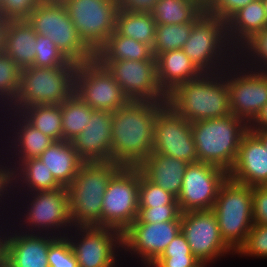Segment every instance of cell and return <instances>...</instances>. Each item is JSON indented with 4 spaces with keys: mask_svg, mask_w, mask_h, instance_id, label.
Returning <instances> with one entry per match:
<instances>
[{
    "mask_svg": "<svg viewBox=\"0 0 267 267\" xmlns=\"http://www.w3.org/2000/svg\"><path fill=\"white\" fill-rule=\"evenodd\" d=\"M166 104L130 100L112 113L110 161L138 166L152 154L154 121Z\"/></svg>",
    "mask_w": 267,
    "mask_h": 267,
    "instance_id": "6da1fadb",
    "label": "cell"
},
{
    "mask_svg": "<svg viewBox=\"0 0 267 267\" xmlns=\"http://www.w3.org/2000/svg\"><path fill=\"white\" fill-rule=\"evenodd\" d=\"M167 104L191 123L230 115L224 71L202 73L198 78L178 85L167 95Z\"/></svg>",
    "mask_w": 267,
    "mask_h": 267,
    "instance_id": "7a4b0ae2",
    "label": "cell"
},
{
    "mask_svg": "<svg viewBox=\"0 0 267 267\" xmlns=\"http://www.w3.org/2000/svg\"><path fill=\"white\" fill-rule=\"evenodd\" d=\"M19 194L21 195L20 199H22L21 202L20 199L17 200L16 206L18 203H22L18 206L22 205L23 207L18 208V210L13 207L11 210V213L12 211L18 213L13 214L14 219L10 218L16 222L19 220L18 224H16L15 221L11 222L13 223L14 229L19 228V230L21 229V231L26 233H44L62 237L66 236L74 227L70 219L67 187L62 186L52 191L18 193L15 195ZM23 204H25V206ZM24 208L26 209L23 210ZM13 209H15V211ZM20 209L24 212H20ZM14 216H17V218Z\"/></svg>",
    "mask_w": 267,
    "mask_h": 267,
    "instance_id": "3957f363",
    "label": "cell"
},
{
    "mask_svg": "<svg viewBox=\"0 0 267 267\" xmlns=\"http://www.w3.org/2000/svg\"><path fill=\"white\" fill-rule=\"evenodd\" d=\"M122 167L117 162L83 163L67 187L73 226L101 227L102 199L112 176Z\"/></svg>",
    "mask_w": 267,
    "mask_h": 267,
    "instance_id": "277c9868",
    "label": "cell"
},
{
    "mask_svg": "<svg viewBox=\"0 0 267 267\" xmlns=\"http://www.w3.org/2000/svg\"><path fill=\"white\" fill-rule=\"evenodd\" d=\"M198 162L217 166L227 173L234 166L243 135L249 126L235 115L191 123Z\"/></svg>",
    "mask_w": 267,
    "mask_h": 267,
    "instance_id": "5b68a950",
    "label": "cell"
},
{
    "mask_svg": "<svg viewBox=\"0 0 267 267\" xmlns=\"http://www.w3.org/2000/svg\"><path fill=\"white\" fill-rule=\"evenodd\" d=\"M184 53L201 73H218L237 59L230 44L226 21L203 12L194 22Z\"/></svg>",
    "mask_w": 267,
    "mask_h": 267,
    "instance_id": "8992f818",
    "label": "cell"
},
{
    "mask_svg": "<svg viewBox=\"0 0 267 267\" xmlns=\"http://www.w3.org/2000/svg\"><path fill=\"white\" fill-rule=\"evenodd\" d=\"M77 66L70 62L67 66L22 69L18 95L7 110L20 113L29 106L62 104L74 93Z\"/></svg>",
    "mask_w": 267,
    "mask_h": 267,
    "instance_id": "52a82bcc",
    "label": "cell"
},
{
    "mask_svg": "<svg viewBox=\"0 0 267 267\" xmlns=\"http://www.w3.org/2000/svg\"><path fill=\"white\" fill-rule=\"evenodd\" d=\"M223 241L236 253L253 226L252 187L228 177L219 188L213 209Z\"/></svg>",
    "mask_w": 267,
    "mask_h": 267,
    "instance_id": "ba28073f",
    "label": "cell"
},
{
    "mask_svg": "<svg viewBox=\"0 0 267 267\" xmlns=\"http://www.w3.org/2000/svg\"><path fill=\"white\" fill-rule=\"evenodd\" d=\"M26 20L37 34L50 38L69 61L79 64L95 59V53L79 37L63 2L43 1Z\"/></svg>",
    "mask_w": 267,
    "mask_h": 267,
    "instance_id": "9c48e42d",
    "label": "cell"
},
{
    "mask_svg": "<svg viewBox=\"0 0 267 267\" xmlns=\"http://www.w3.org/2000/svg\"><path fill=\"white\" fill-rule=\"evenodd\" d=\"M140 170L122 166L110 179L102 199L101 227L122 233L137 219Z\"/></svg>",
    "mask_w": 267,
    "mask_h": 267,
    "instance_id": "30bf717a",
    "label": "cell"
},
{
    "mask_svg": "<svg viewBox=\"0 0 267 267\" xmlns=\"http://www.w3.org/2000/svg\"><path fill=\"white\" fill-rule=\"evenodd\" d=\"M231 114L248 126L267 103V72L245 66L238 58L224 69Z\"/></svg>",
    "mask_w": 267,
    "mask_h": 267,
    "instance_id": "8fae6325",
    "label": "cell"
},
{
    "mask_svg": "<svg viewBox=\"0 0 267 267\" xmlns=\"http://www.w3.org/2000/svg\"><path fill=\"white\" fill-rule=\"evenodd\" d=\"M74 93L93 110L110 113L130 101L112 74L96 58L78 64Z\"/></svg>",
    "mask_w": 267,
    "mask_h": 267,
    "instance_id": "7c38bea8",
    "label": "cell"
},
{
    "mask_svg": "<svg viewBox=\"0 0 267 267\" xmlns=\"http://www.w3.org/2000/svg\"><path fill=\"white\" fill-rule=\"evenodd\" d=\"M69 232L66 237L79 267H118V258H122L120 253L123 252L121 231L109 227L74 226Z\"/></svg>",
    "mask_w": 267,
    "mask_h": 267,
    "instance_id": "4fadbf2b",
    "label": "cell"
},
{
    "mask_svg": "<svg viewBox=\"0 0 267 267\" xmlns=\"http://www.w3.org/2000/svg\"><path fill=\"white\" fill-rule=\"evenodd\" d=\"M68 16L83 42L96 54L115 30L116 0H65Z\"/></svg>",
    "mask_w": 267,
    "mask_h": 267,
    "instance_id": "5bb4252c",
    "label": "cell"
},
{
    "mask_svg": "<svg viewBox=\"0 0 267 267\" xmlns=\"http://www.w3.org/2000/svg\"><path fill=\"white\" fill-rule=\"evenodd\" d=\"M181 232L192 254L201 262L214 264L222 256L235 254L223 241L216 214L212 209L183 212Z\"/></svg>",
    "mask_w": 267,
    "mask_h": 267,
    "instance_id": "9a60e30c",
    "label": "cell"
},
{
    "mask_svg": "<svg viewBox=\"0 0 267 267\" xmlns=\"http://www.w3.org/2000/svg\"><path fill=\"white\" fill-rule=\"evenodd\" d=\"M112 74L129 100L167 102L157 78V62L150 60L99 61Z\"/></svg>",
    "mask_w": 267,
    "mask_h": 267,
    "instance_id": "2e32d148",
    "label": "cell"
},
{
    "mask_svg": "<svg viewBox=\"0 0 267 267\" xmlns=\"http://www.w3.org/2000/svg\"><path fill=\"white\" fill-rule=\"evenodd\" d=\"M152 153L175 157L187 163L198 162L191 122L166 104L154 121Z\"/></svg>",
    "mask_w": 267,
    "mask_h": 267,
    "instance_id": "e0dca14e",
    "label": "cell"
},
{
    "mask_svg": "<svg viewBox=\"0 0 267 267\" xmlns=\"http://www.w3.org/2000/svg\"><path fill=\"white\" fill-rule=\"evenodd\" d=\"M227 178L228 173L217 166L189 163L177 197L181 212L213 209L219 188Z\"/></svg>",
    "mask_w": 267,
    "mask_h": 267,
    "instance_id": "ac0fdd59",
    "label": "cell"
},
{
    "mask_svg": "<svg viewBox=\"0 0 267 267\" xmlns=\"http://www.w3.org/2000/svg\"><path fill=\"white\" fill-rule=\"evenodd\" d=\"M180 232L181 221L132 223L122 233L123 253L130 252L132 258L134 255L143 266L149 267Z\"/></svg>",
    "mask_w": 267,
    "mask_h": 267,
    "instance_id": "d6986e66",
    "label": "cell"
},
{
    "mask_svg": "<svg viewBox=\"0 0 267 267\" xmlns=\"http://www.w3.org/2000/svg\"><path fill=\"white\" fill-rule=\"evenodd\" d=\"M0 115V120L4 118L2 121L6 125V127L4 128L3 126L5 125H0L2 129L6 128V131L2 130V132H0L1 134L4 133V140L6 139V134H9V136H7L8 139H6L8 142H5V144L8 143V147L6 146V149L1 150V152H6L5 155L7 156L6 158L11 166L12 171L22 161L32 158H38L41 153H43L53 142H55L52 138L37 130L19 112L4 109L0 111ZM8 129H10V131ZM9 155L12 157H10Z\"/></svg>",
    "mask_w": 267,
    "mask_h": 267,
    "instance_id": "ffe728a7",
    "label": "cell"
},
{
    "mask_svg": "<svg viewBox=\"0 0 267 267\" xmlns=\"http://www.w3.org/2000/svg\"><path fill=\"white\" fill-rule=\"evenodd\" d=\"M0 228L3 254L17 267H50L47 259L48 250L57 236L26 233L18 228L14 230L9 220L7 224L0 225Z\"/></svg>",
    "mask_w": 267,
    "mask_h": 267,
    "instance_id": "44dd1931",
    "label": "cell"
},
{
    "mask_svg": "<svg viewBox=\"0 0 267 267\" xmlns=\"http://www.w3.org/2000/svg\"><path fill=\"white\" fill-rule=\"evenodd\" d=\"M228 177L250 187L267 186V150L254 132L248 130L243 135Z\"/></svg>",
    "mask_w": 267,
    "mask_h": 267,
    "instance_id": "7402d4cb",
    "label": "cell"
},
{
    "mask_svg": "<svg viewBox=\"0 0 267 267\" xmlns=\"http://www.w3.org/2000/svg\"><path fill=\"white\" fill-rule=\"evenodd\" d=\"M111 119L110 112L92 110L89 124L71 141L84 163L110 161Z\"/></svg>",
    "mask_w": 267,
    "mask_h": 267,
    "instance_id": "603a6c76",
    "label": "cell"
},
{
    "mask_svg": "<svg viewBox=\"0 0 267 267\" xmlns=\"http://www.w3.org/2000/svg\"><path fill=\"white\" fill-rule=\"evenodd\" d=\"M188 164L175 157L152 153L137 168L148 181L178 197Z\"/></svg>",
    "mask_w": 267,
    "mask_h": 267,
    "instance_id": "cb8c5ba5",
    "label": "cell"
},
{
    "mask_svg": "<svg viewBox=\"0 0 267 267\" xmlns=\"http://www.w3.org/2000/svg\"><path fill=\"white\" fill-rule=\"evenodd\" d=\"M266 26L267 16L262 0L250 2L226 20L229 42L237 51Z\"/></svg>",
    "mask_w": 267,
    "mask_h": 267,
    "instance_id": "d4e9b609",
    "label": "cell"
},
{
    "mask_svg": "<svg viewBox=\"0 0 267 267\" xmlns=\"http://www.w3.org/2000/svg\"><path fill=\"white\" fill-rule=\"evenodd\" d=\"M3 53L21 69L32 67L36 53V32L27 20H7Z\"/></svg>",
    "mask_w": 267,
    "mask_h": 267,
    "instance_id": "484cf974",
    "label": "cell"
},
{
    "mask_svg": "<svg viewBox=\"0 0 267 267\" xmlns=\"http://www.w3.org/2000/svg\"><path fill=\"white\" fill-rule=\"evenodd\" d=\"M156 62L158 83L166 95L178 85L196 79L202 74L183 49L160 53L156 57Z\"/></svg>",
    "mask_w": 267,
    "mask_h": 267,
    "instance_id": "4316f807",
    "label": "cell"
},
{
    "mask_svg": "<svg viewBox=\"0 0 267 267\" xmlns=\"http://www.w3.org/2000/svg\"><path fill=\"white\" fill-rule=\"evenodd\" d=\"M38 158L46 164L55 180L63 187H68L73 182L84 163L72 142L65 140L53 142Z\"/></svg>",
    "mask_w": 267,
    "mask_h": 267,
    "instance_id": "83f0119b",
    "label": "cell"
},
{
    "mask_svg": "<svg viewBox=\"0 0 267 267\" xmlns=\"http://www.w3.org/2000/svg\"><path fill=\"white\" fill-rule=\"evenodd\" d=\"M13 201L17 193L52 191L62 186L55 180L50 169L39 158L22 161L13 171ZM22 190V191H21Z\"/></svg>",
    "mask_w": 267,
    "mask_h": 267,
    "instance_id": "f1b7e54d",
    "label": "cell"
},
{
    "mask_svg": "<svg viewBox=\"0 0 267 267\" xmlns=\"http://www.w3.org/2000/svg\"><path fill=\"white\" fill-rule=\"evenodd\" d=\"M153 56L149 45L122 36L115 30L95 54L98 61L150 60Z\"/></svg>",
    "mask_w": 267,
    "mask_h": 267,
    "instance_id": "f546056e",
    "label": "cell"
},
{
    "mask_svg": "<svg viewBox=\"0 0 267 267\" xmlns=\"http://www.w3.org/2000/svg\"><path fill=\"white\" fill-rule=\"evenodd\" d=\"M203 12V0H158L150 11L156 25L194 22Z\"/></svg>",
    "mask_w": 267,
    "mask_h": 267,
    "instance_id": "4dcf8cb0",
    "label": "cell"
},
{
    "mask_svg": "<svg viewBox=\"0 0 267 267\" xmlns=\"http://www.w3.org/2000/svg\"><path fill=\"white\" fill-rule=\"evenodd\" d=\"M156 23L150 12H130L118 9L115 31L125 37L132 38L149 45L154 44Z\"/></svg>",
    "mask_w": 267,
    "mask_h": 267,
    "instance_id": "1f68e13d",
    "label": "cell"
},
{
    "mask_svg": "<svg viewBox=\"0 0 267 267\" xmlns=\"http://www.w3.org/2000/svg\"><path fill=\"white\" fill-rule=\"evenodd\" d=\"M20 114L37 130L54 141L63 140L60 105H34L24 108Z\"/></svg>",
    "mask_w": 267,
    "mask_h": 267,
    "instance_id": "d6a6232c",
    "label": "cell"
},
{
    "mask_svg": "<svg viewBox=\"0 0 267 267\" xmlns=\"http://www.w3.org/2000/svg\"><path fill=\"white\" fill-rule=\"evenodd\" d=\"M92 108L75 93L61 104L63 140L71 142L89 124Z\"/></svg>",
    "mask_w": 267,
    "mask_h": 267,
    "instance_id": "836d02e7",
    "label": "cell"
},
{
    "mask_svg": "<svg viewBox=\"0 0 267 267\" xmlns=\"http://www.w3.org/2000/svg\"><path fill=\"white\" fill-rule=\"evenodd\" d=\"M193 22L157 25L152 52L155 57L175 49H182L190 37Z\"/></svg>",
    "mask_w": 267,
    "mask_h": 267,
    "instance_id": "e575fe53",
    "label": "cell"
},
{
    "mask_svg": "<svg viewBox=\"0 0 267 267\" xmlns=\"http://www.w3.org/2000/svg\"><path fill=\"white\" fill-rule=\"evenodd\" d=\"M198 262L185 236L180 232L149 267H194Z\"/></svg>",
    "mask_w": 267,
    "mask_h": 267,
    "instance_id": "d590c367",
    "label": "cell"
},
{
    "mask_svg": "<svg viewBox=\"0 0 267 267\" xmlns=\"http://www.w3.org/2000/svg\"><path fill=\"white\" fill-rule=\"evenodd\" d=\"M21 68L4 53H0V110L7 109L18 95Z\"/></svg>",
    "mask_w": 267,
    "mask_h": 267,
    "instance_id": "8d00e7d4",
    "label": "cell"
},
{
    "mask_svg": "<svg viewBox=\"0 0 267 267\" xmlns=\"http://www.w3.org/2000/svg\"><path fill=\"white\" fill-rule=\"evenodd\" d=\"M237 58L251 69L267 72V26L237 51Z\"/></svg>",
    "mask_w": 267,
    "mask_h": 267,
    "instance_id": "74e56055",
    "label": "cell"
},
{
    "mask_svg": "<svg viewBox=\"0 0 267 267\" xmlns=\"http://www.w3.org/2000/svg\"><path fill=\"white\" fill-rule=\"evenodd\" d=\"M70 62L50 38L36 33V53L32 66L58 67L67 66Z\"/></svg>",
    "mask_w": 267,
    "mask_h": 267,
    "instance_id": "f35d334b",
    "label": "cell"
},
{
    "mask_svg": "<svg viewBox=\"0 0 267 267\" xmlns=\"http://www.w3.org/2000/svg\"><path fill=\"white\" fill-rule=\"evenodd\" d=\"M139 207H158L165 204H179L177 197L148 181L140 171Z\"/></svg>",
    "mask_w": 267,
    "mask_h": 267,
    "instance_id": "ab89813d",
    "label": "cell"
},
{
    "mask_svg": "<svg viewBox=\"0 0 267 267\" xmlns=\"http://www.w3.org/2000/svg\"><path fill=\"white\" fill-rule=\"evenodd\" d=\"M254 258H267V225L253 224L244 244L235 253Z\"/></svg>",
    "mask_w": 267,
    "mask_h": 267,
    "instance_id": "60d3db41",
    "label": "cell"
},
{
    "mask_svg": "<svg viewBox=\"0 0 267 267\" xmlns=\"http://www.w3.org/2000/svg\"><path fill=\"white\" fill-rule=\"evenodd\" d=\"M47 259L50 267H79L66 236L57 237L49 246Z\"/></svg>",
    "mask_w": 267,
    "mask_h": 267,
    "instance_id": "b9f144b4",
    "label": "cell"
},
{
    "mask_svg": "<svg viewBox=\"0 0 267 267\" xmlns=\"http://www.w3.org/2000/svg\"><path fill=\"white\" fill-rule=\"evenodd\" d=\"M179 204H165L158 207H139L138 217L133 223H158L181 221Z\"/></svg>",
    "mask_w": 267,
    "mask_h": 267,
    "instance_id": "7bdbcfd3",
    "label": "cell"
},
{
    "mask_svg": "<svg viewBox=\"0 0 267 267\" xmlns=\"http://www.w3.org/2000/svg\"><path fill=\"white\" fill-rule=\"evenodd\" d=\"M0 151H1V148H0ZM3 156H5V154L3 155L0 152V159H1L0 160V210H1V208L3 209L0 212V214L2 213V217L0 215V218H1L0 223H2V224H0V225H3L8 221V219H6V218H9V221H11L10 218L12 217V214H10L11 216L9 217L7 215L9 213V211H7V209L8 208L12 209V207H13L12 205L14 204L13 202H10V201H13L12 169H11L10 164H8L7 159L4 158ZM4 159H6L5 162L3 161ZM6 162H7V164H6ZM7 200L9 201V203L6 202ZM11 203H12V205H11ZM8 204H10V207L7 206ZM2 205H4V207ZM4 212L7 215L6 217L3 216V215H5ZM4 218L6 220H4ZM2 220H4V221L2 222Z\"/></svg>",
    "mask_w": 267,
    "mask_h": 267,
    "instance_id": "ee69618b",
    "label": "cell"
},
{
    "mask_svg": "<svg viewBox=\"0 0 267 267\" xmlns=\"http://www.w3.org/2000/svg\"><path fill=\"white\" fill-rule=\"evenodd\" d=\"M44 0H0L1 16L5 20H26Z\"/></svg>",
    "mask_w": 267,
    "mask_h": 267,
    "instance_id": "f6af8a7d",
    "label": "cell"
},
{
    "mask_svg": "<svg viewBox=\"0 0 267 267\" xmlns=\"http://www.w3.org/2000/svg\"><path fill=\"white\" fill-rule=\"evenodd\" d=\"M255 0H203L204 12L227 20L238 9Z\"/></svg>",
    "mask_w": 267,
    "mask_h": 267,
    "instance_id": "bcb514c9",
    "label": "cell"
},
{
    "mask_svg": "<svg viewBox=\"0 0 267 267\" xmlns=\"http://www.w3.org/2000/svg\"><path fill=\"white\" fill-rule=\"evenodd\" d=\"M252 219L254 224L267 225V186L252 187Z\"/></svg>",
    "mask_w": 267,
    "mask_h": 267,
    "instance_id": "7dc6e473",
    "label": "cell"
},
{
    "mask_svg": "<svg viewBox=\"0 0 267 267\" xmlns=\"http://www.w3.org/2000/svg\"><path fill=\"white\" fill-rule=\"evenodd\" d=\"M119 9L130 12H150L158 0H116Z\"/></svg>",
    "mask_w": 267,
    "mask_h": 267,
    "instance_id": "c3c4849f",
    "label": "cell"
},
{
    "mask_svg": "<svg viewBox=\"0 0 267 267\" xmlns=\"http://www.w3.org/2000/svg\"><path fill=\"white\" fill-rule=\"evenodd\" d=\"M267 129V103L261 109L253 122L249 125V130Z\"/></svg>",
    "mask_w": 267,
    "mask_h": 267,
    "instance_id": "681fc988",
    "label": "cell"
},
{
    "mask_svg": "<svg viewBox=\"0 0 267 267\" xmlns=\"http://www.w3.org/2000/svg\"><path fill=\"white\" fill-rule=\"evenodd\" d=\"M6 25H7V20H5L0 15V53H3V49H4V32H5Z\"/></svg>",
    "mask_w": 267,
    "mask_h": 267,
    "instance_id": "f907efd6",
    "label": "cell"
},
{
    "mask_svg": "<svg viewBox=\"0 0 267 267\" xmlns=\"http://www.w3.org/2000/svg\"><path fill=\"white\" fill-rule=\"evenodd\" d=\"M250 131L254 132L261 139L267 150V129Z\"/></svg>",
    "mask_w": 267,
    "mask_h": 267,
    "instance_id": "816d5d0a",
    "label": "cell"
},
{
    "mask_svg": "<svg viewBox=\"0 0 267 267\" xmlns=\"http://www.w3.org/2000/svg\"><path fill=\"white\" fill-rule=\"evenodd\" d=\"M0 267H17L4 254L0 256Z\"/></svg>",
    "mask_w": 267,
    "mask_h": 267,
    "instance_id": "f5cc1de1",
    "label": "cell"
},
{
    "mask_svg": "<svg viewBox=\"0 0 267 267\" xmlns=\"http://www.w3.org/2000/svg\"><path fill=\"white\" fill-rule=\"evenodd\" d=\"M207 265L210 266L207 262L199 261L194 267H206Z\"/></svg>",
    "mask_w": 267,
    "mask_h": 267,
    "instance_id": "db71d44e",
    "label": "cell"
},
{
    "mask_svg": "<svg viewBox=\"0 0 267 267\" xmlns=\"http://www.w3.org/2000/svg\"><path fill=\"white\" fill-rule=\"evenodd\" d=\"M262 2H263V5H264L266 16H267V0H262Z\"/></svg>",
    "mask_w": 267,
    "mask_h": 267,
    "instance_id": "11a10c76",
    "label": "cell"
},
{
    "mask_svg": "<svg viewBox=\"0 0 267 267\" xmlns=\"http://www.w3.org/2000/svg\"><path fill=\"white\" fill-rule=\"evenodd\" d=\"M44 1H51V2H64L65 0H44Z\"/></svg>",
    "mask_w": 267,
    "mask_h": 267,
    "instance_id": "9f6ffc18",
    "label": "cell"
},
{
    "mask_svg": "<svg viewBox=\"0 0 267 267\" xmlns=\"http://www.w3.org/2000/svg\"><path fill=\"white\" fill-rule=\"evenodd\" d=\"M3 254V249H2V243H1V240H0V256Z\"/></svg>",
    "mask_w": 267,
    "mask_h": 267,
    "instance_id": "6f0895ef",
    "label": "cell"
}]
</instances>
